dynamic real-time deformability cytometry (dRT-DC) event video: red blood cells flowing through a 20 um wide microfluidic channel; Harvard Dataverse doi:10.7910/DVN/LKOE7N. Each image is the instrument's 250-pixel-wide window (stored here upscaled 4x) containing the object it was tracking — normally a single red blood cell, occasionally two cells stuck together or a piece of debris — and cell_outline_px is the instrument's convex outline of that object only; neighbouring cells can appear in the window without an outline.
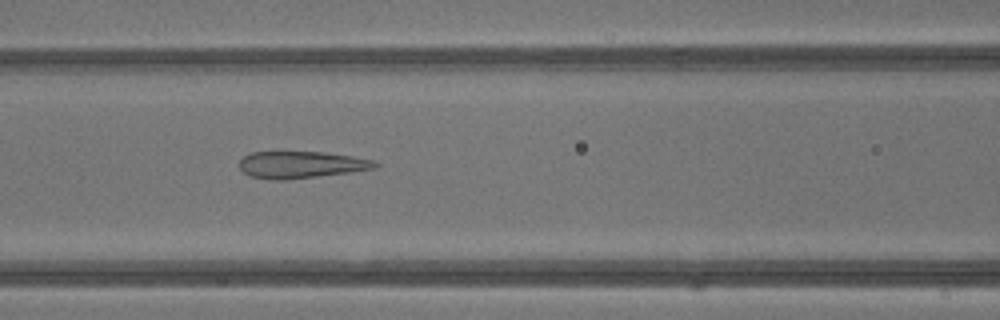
{"species": "common noctule bat (a hibernating species)", "species_latin": "Nyctalus noctula", "temperature_condition": "warm", "stored_images_in_passage": 42, "camera_frame_rate_fps": 3000, "um_per_image_px": 0.085, "animal": {"sex": "male", "body_mass_g": 13.3}, "frame": {"image": 1, "passage_image": 18, "time_ms": 5.667, "image_size_px": [1000, 320], "cell_outline_px": [[380, 164], [376, 168], [348, 172], [284, 180], [276, 180], [252, 176], [244, 172], [240, 168], [240, 160], [244, 156], [252, 152], [276, 148], [324, 152], [352, 156], [376, 160]], "centroid_in_image_um": [25.56, 13.93], "position_along_channel_um": 141.0, "area_um2": 22.08}}
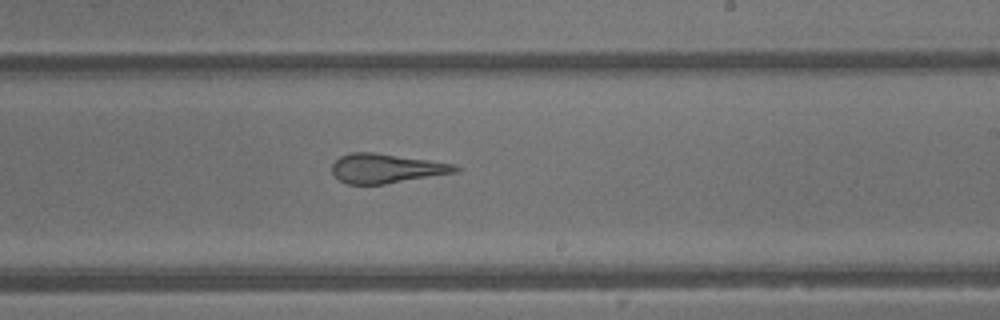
{"frame": {"image": 2, "passage_image": 25, "time_ms": 8.0, "image_size_px": [1000, 320], "cell_outline_px": [[460, 168], [456, 172], [384, 184], [348, 184], [340, 180], [332, 172], [332, 164], [340, 156], [352, 152], [372, 152], [456, 164]], "centroid_in_image_um": [32.81, 14.31], "position_along_channel_um": 256.2, "area_um2": 20.81}}
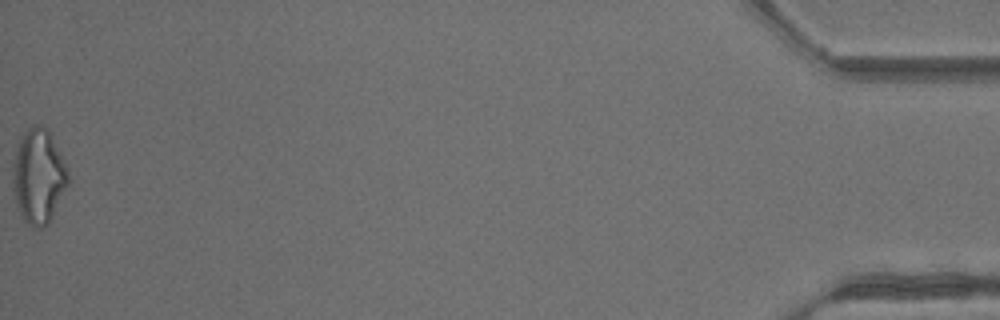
{"frame": {"image": 3, "passage_image": 42, "time_ms": 13.667, "image_size_px": [1000, 320], "cell_outline_px": [[72, 180], [48, 224], [40, 228], [32, 228], [24, 220], [16, 204], [12, 180], [12, 164], [16, 148], [24, 132], [32, 124], [36, 124], [48, 128], [68, 168]], "centroid_in_image_um": [3.3, 14.98], "position_along_channel_um": 431.9, "area_um2": 31.1}, "authors_computed_cell_mechanics": {"area_um2": 24.9985, "velocity_mm_per_s": 4.9482, "shape_relaxation_time_tau1_ms": null, "shape_relaxation_time_tau2_ms": 1.4718, "deformation_change_tau1": null, "deformation_change_tau2": 0.141}}